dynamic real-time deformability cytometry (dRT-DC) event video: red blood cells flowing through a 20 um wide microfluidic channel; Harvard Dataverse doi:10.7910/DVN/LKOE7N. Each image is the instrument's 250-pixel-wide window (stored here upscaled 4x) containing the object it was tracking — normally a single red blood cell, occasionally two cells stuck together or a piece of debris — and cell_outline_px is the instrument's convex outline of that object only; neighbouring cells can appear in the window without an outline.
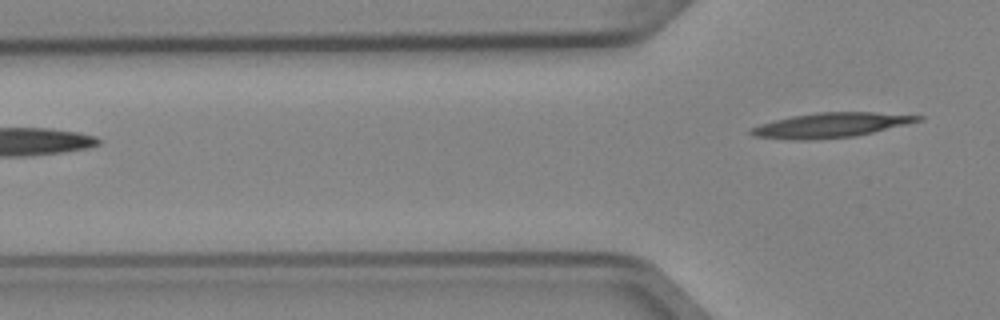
{"species": "Egyptian fruit bat (a non-hibernating species)", "species_latin": "Rousettus aegyptiacus", "temperature_condition": "cold", "stored_images_in_passage": 6, "camera_frame_rate_fps": 3000, "um_per_image_px": 0.085, "animal": {"sex": "female"}, "frame": {"image": 1, "passage_image": 6, "time_ms": 1.667, "image_size_px": [1000, 320], "cell_outline_px": [[924, 120], [856, 136], [804, 140], [792, 140], [752, 136], [748, 132], [748, 128], [760, 124], [792, 116], [816, 112], [872, 112], [924, 116]], "centroid_in_image_um": [70.59, 10.64], "position_along_channel_um": 55.2, "area_um2": 24.04}}